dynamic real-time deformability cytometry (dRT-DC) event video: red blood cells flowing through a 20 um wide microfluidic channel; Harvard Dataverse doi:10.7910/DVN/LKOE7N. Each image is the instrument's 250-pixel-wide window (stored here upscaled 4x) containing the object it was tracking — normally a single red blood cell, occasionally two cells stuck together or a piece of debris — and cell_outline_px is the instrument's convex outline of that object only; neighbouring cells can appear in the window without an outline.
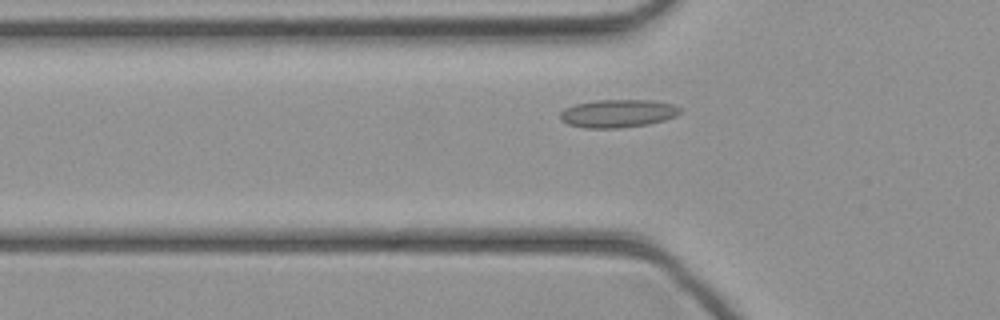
{"species": "common noctule bat (a hibernating species)", "species_latin": "Nyctalus noctula", "temperature_condition": "cold", "stored_images_in_passage": 39, "camera_frame_rate_fps": 3000, "um_per_image_px": 0.085, "animal": {"sex": "female", "body_mass_g": 21.9}, "frame": {"image": 1, "passage_image": 9, "time_ms": 2.667, "image_size_px": [1000, 320], "cell_outline_px": [[680, 112], [676, 116], [664, 120], [648, 124], [620, 128], [584, 128], [568, 124], [560, 120], [560, 112], [564, 108], [572, 104], [596, 100], [652, 100], [672, 104], [680, 108]], "centroid_in_image_um": [52.47, 9.64], "position_along_channel_um": 73.3, "area_um2": 19.71}}
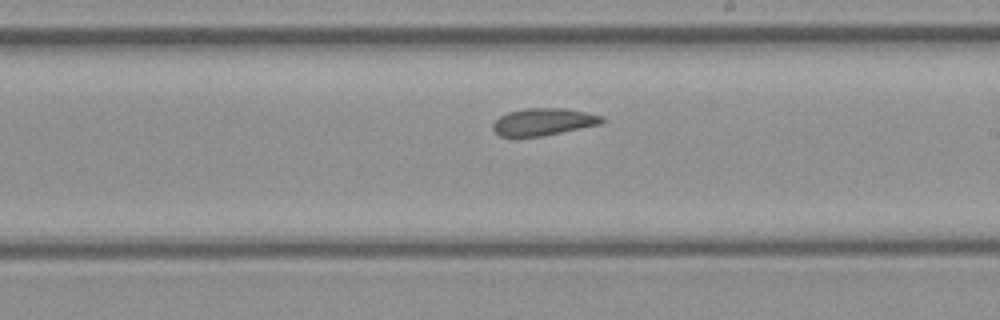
{"frame": {"image": 2, "passage_image": 20, "time_ms": 6.333, "image_size_px": [1000, 320], "cell_outline_px": [[604, 120], [600, 124], [540, 136], [516, 140], [500, 136], [492, 128], [492, 124], [500, 116], [508, 112], [524, 108], [564, 108], [588, 112], [604, 116]], "centroid_in_image_um": [46.12, 10.38], "position_along_channel_um": 242.9, "area_um2": 17.69}}
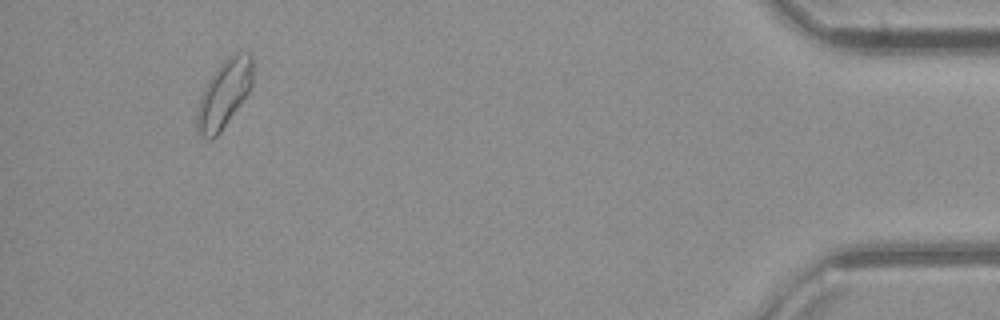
{"frame": {"image": 3, "passage_image": 36, "time_ms": 11.667, "image_size_px": [1000, 320], "cell_outline_px": [[252, 84], [248, 92], [220, 132], [212, 140], [208, 140], [200, 136], [196, 132], [196, 112], [200, 96], [208, 80], [216, 68], [228, 56], [240, 52], [248, 52], [252, 56]], "centroid_in_image_um": [19.0, 8.01], "position_along_channel_um": 416.2, "area_um2": 21.96}}